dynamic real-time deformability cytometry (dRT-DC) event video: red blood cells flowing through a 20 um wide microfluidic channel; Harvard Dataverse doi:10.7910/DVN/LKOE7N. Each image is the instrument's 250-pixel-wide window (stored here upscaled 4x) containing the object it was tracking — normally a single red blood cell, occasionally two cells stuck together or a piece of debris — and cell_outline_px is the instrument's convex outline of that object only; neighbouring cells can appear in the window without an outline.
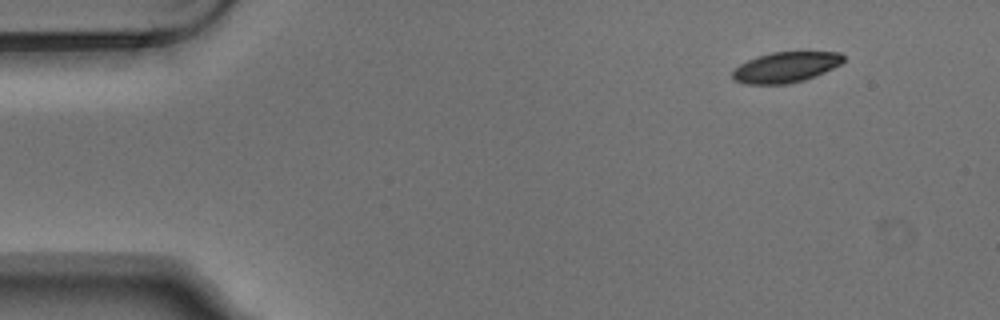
{"species": "Egyptian fruit bat (a non-hibernating species)", "species_latin": "Rousettus aegyptiacus", "temperature_condition": "warm", "stored_images_in_passage": 4, "camera_frame_rate_fps": 3000, "um_per_image_px": 0.085, "animal": {"sex": "male"}, "frame": {"image": 1, "passage_image": 1, "time_ms": 0.0, "image_size_px": [1000, 320], "cell_outline_px": [[844, 60], [840, 64], [816, 76], [804, 80], [788, 84], [744, 84], [732, 80], [732, 72], [740, 64], [756, 56], [772, 52], [840, 52], [844, 56]], "centroid_in_image_um": [66.76, 5.72], "position_along_channel_um": 18.2, "area_um2": 19.77}}
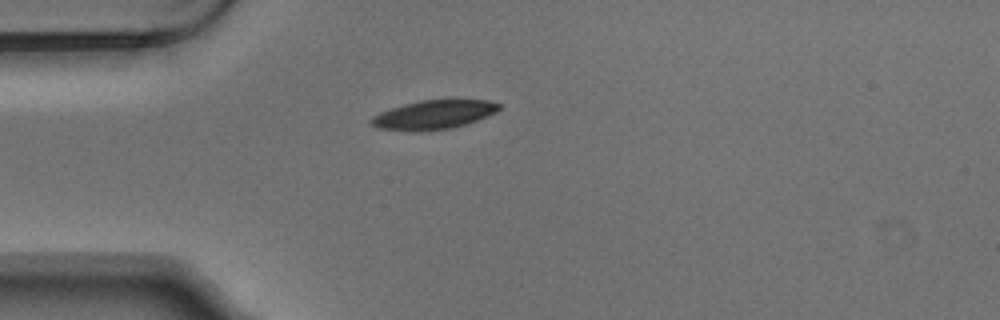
{"frame": {"image": 2, "passage_image": 3, "time_ms": 0.667, "image_size_px": [1000, 320], "cell_outline_px": [[500, 108], [496, 112], [488, 116], [452, 128], [420, 132], [416, 132], [376, 128], [368, 120], [372, 116], [380, 112], [404, 104], [420, 100], [488, 100], [500, 104]], "centroid_in_image_um": [36.83, 9.76], "position_along_channel_um": 48.2, "area_um2": 21.62}}